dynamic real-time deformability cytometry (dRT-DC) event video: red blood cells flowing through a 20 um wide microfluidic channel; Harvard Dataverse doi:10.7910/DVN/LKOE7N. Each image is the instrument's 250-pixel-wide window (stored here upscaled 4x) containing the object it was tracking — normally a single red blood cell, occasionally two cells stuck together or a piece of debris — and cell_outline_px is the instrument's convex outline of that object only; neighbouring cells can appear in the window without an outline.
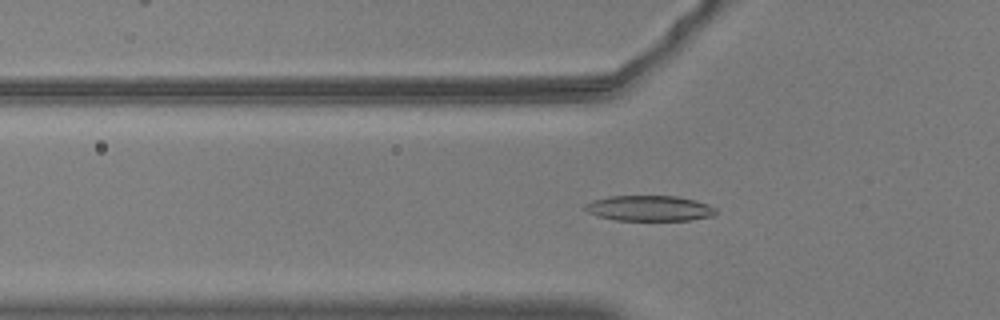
{"species": "common noctule bat (a hibernating species)", "species_latin": "Nyctalus noctula", "temperature_condition": "warm", "stored_images_in_passage": 49, "camera_frame_rate_fps": 3000, "um_per_image_px": 0.085, "animal": {"sex": "male", "body_mass_g": 20.5, "forearm_length_mm": 52.5}, "frame": {"image": 1, "passage_image": 15, "time_ms": 4.667, "image_size_px": [1000, 320], "cell_outline_px": [[716, 212], [712, 216], [688, 220], [616, 220], [600, 216], [588, 212], [584, 208], [584, 204], [592, 200], [608, 196], [676, 196], [696, 200], [708, 204], [716, 208]], "centroid_in_image_um": [55.2, 17.69], "position_along_channel_um": 70.6, "area_um2": 19.36}}
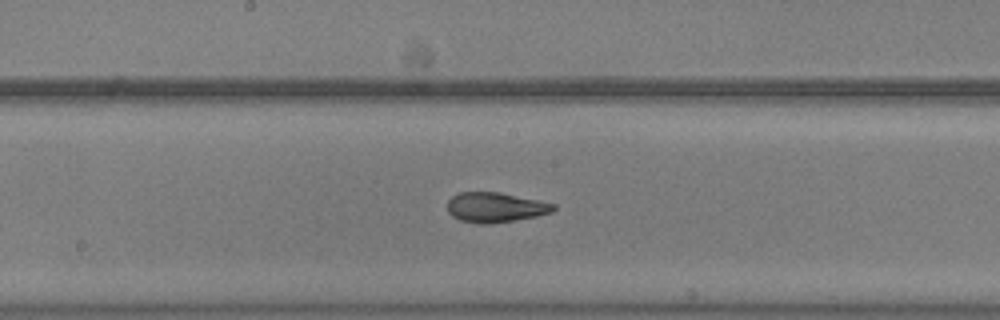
{"frame": {"image": 2, "passage_image": 26, "time_ms": 8.333, "image_size_px": [1000, 320], "cell_outline_px": [[556, 208], [552, 212], [536, 216], [516, 220], [492, 224], [480, 224], [460, 220], [452, 216], [448, 212], [448, 200], [452, 196], [460, 192], [500, 192], [556, 204]], "centroid_in_image_um": [42.1, 17.63], "position_along_channel_um": 206.1, "area_um2": 18.55}}
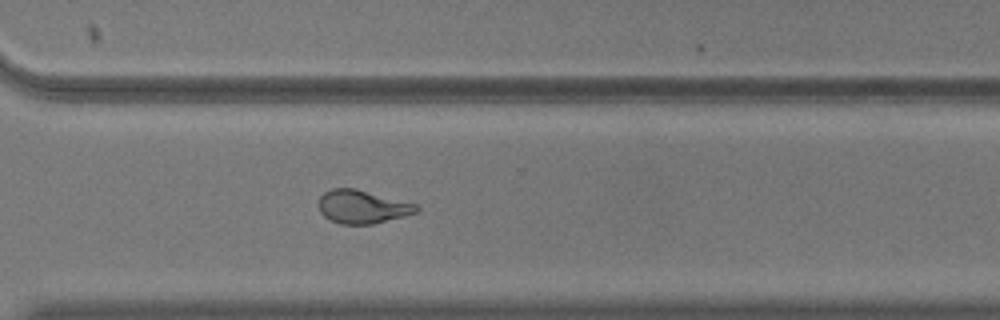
{"frame": {"image": 3, "passage_image": 37, "time_ms": 12.0, "image_size_px": [1000, 320], "cell_outline_px": [[420, 208], [416, 212], [404, 216], [372, 224], [340, 224], [328, 220], [320, 212], [316, 204], [320, 196], [324, 192], [332, 188], [356, 188], [416, 204]], "centroid_in_image_um": [30.73, 17.57], "position_along_channel_um": 339.9, "area_um2": 19.13}, "authors_computed_cell_mechanics": {"area_um2": 18.5538, "velocity_mm_per_s": 3.6625, "shape_relaxation_time_tau1_ms": 11.2385, "shape_relaxation_time_tau2_ms": 1.4206, "deformation_change_tau1": 0.2792, "deformation_change_tau2": 0.0809}}